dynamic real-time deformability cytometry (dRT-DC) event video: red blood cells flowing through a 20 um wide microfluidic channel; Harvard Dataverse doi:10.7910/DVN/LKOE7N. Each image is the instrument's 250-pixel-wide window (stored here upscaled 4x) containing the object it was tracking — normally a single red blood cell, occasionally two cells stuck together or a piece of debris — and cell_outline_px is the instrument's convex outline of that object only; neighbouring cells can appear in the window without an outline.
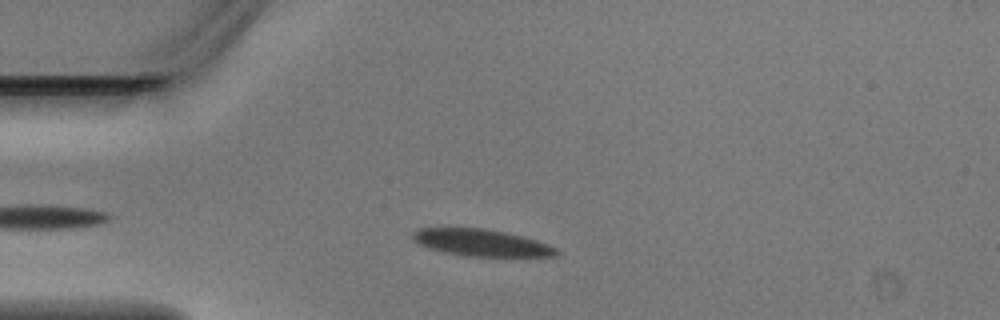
{"species": "Egyptian fruit bat (a non-hibernating species)", "species_latin": "Rousettus aegyptiacus", "temperature_condition": "warm", "stored_images_in_passage": 3, "camera_frame_rate_fps": 3000, "um_per_image_px": 0.085, "animal": {"sex": "male"}, "frame": {"image": 1, "passage_image": 3, "time_ms": 0.667, "image_size_px": [1000, 320], "cell_outline_px": [[560, 252], [556, 256], [464, 256], [444, 252], [428, 248], [412, 240], [412, 232], [420, 228], [484, 228], [504, 232], [536, 240], [548, 244], [556, 248]], "centroid_in_image_um": [40.89, 20.63], "position_along_channel_um": 44.1, "area_um2": 22.37}}